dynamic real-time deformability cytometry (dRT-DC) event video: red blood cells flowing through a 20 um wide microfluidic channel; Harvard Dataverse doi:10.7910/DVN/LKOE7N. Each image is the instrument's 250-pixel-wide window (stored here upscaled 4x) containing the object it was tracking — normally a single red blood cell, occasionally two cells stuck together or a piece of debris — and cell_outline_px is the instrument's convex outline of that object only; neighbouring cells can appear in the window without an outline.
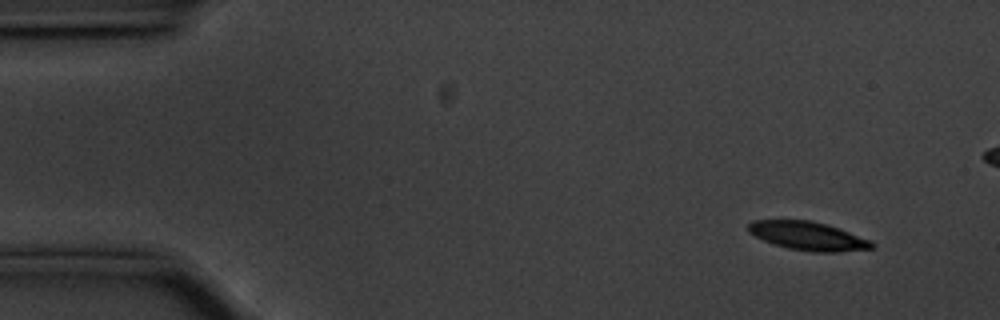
{"species": "common noctule bat (a hibernating species)", "species_latin": "Nyctalus noctula", "temperature_condition": "cold", "stored_images_in_passage": 54, "camera_frame_rate_fps": 3000, "um_per_image_px": 0.085, "animal": {"sex": "male", "body_mass_g": 20.1, "forearm_length_mm": 53.5}, "frame": {"image": 1, "passage_image": 1, "time_ms": 0.0, "image_size_px": [1000, 320], "cell_outline_px": [[876, 244], [872, 248], [836, 252], [816, 252], [788, 248], [764, 240], [748, 232], [748, 224], [752, 220], [812, 220], [828, 224], [872, 240]], "centroid_in_image_um": [68.71, 20.04], "position_along_channel_um": 16.3, "area_um2": 20.52}}
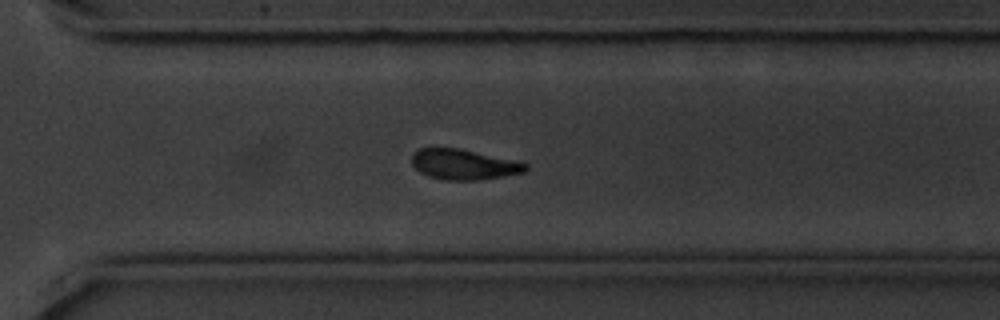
{"frame": {"image": 2, "passage_image": 36, "time_ms": 11.667, "image_size_px": [1000, 320], "cell_outline_px": [[528, 168], [524, 172], [504, 176], [480, 180], [444, 180], [428, 176], [420, 172], [412, 164], [412, 156], [420, 148], [432, 144], [460, 148], [524, 160], [528, 164]], "centroid_in_image_um": [39.46, 13.92], "position_along_channel_um": 331.1, "area_um2": 21.21}}
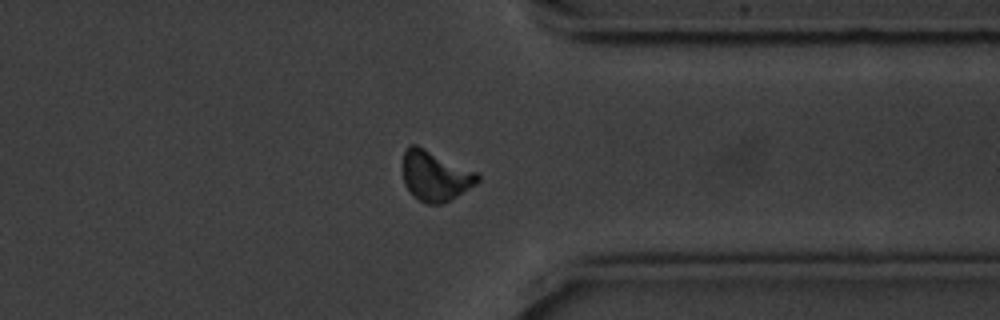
{"frame": {"image": 3, "passage_image": 40, "time_ms": 13.0, "image_size_px": [1000, 320], "cell_outline_px": [[480, 180], [476, 184], [444, 204], [424, 204], [412, 196], [404, 184], [404, 152], [408, 144], [416, 144], [480, 172]], "centroid_in_image_um": [37.02, 14.95], "position_along_channel_um": 374.4, "area_um2": 22.25}, "authors_computed_cell_mechanics": {"area_um2": 21.1259, "velocity_mm_per_s": 3.5177, "shape_relaxation_time_tau1_ms": 2.2497, "shape_relaxation_time_tau2_ms": null, "deformation_change_tau1": 0.1275, "deformation_change_tau2": null}}